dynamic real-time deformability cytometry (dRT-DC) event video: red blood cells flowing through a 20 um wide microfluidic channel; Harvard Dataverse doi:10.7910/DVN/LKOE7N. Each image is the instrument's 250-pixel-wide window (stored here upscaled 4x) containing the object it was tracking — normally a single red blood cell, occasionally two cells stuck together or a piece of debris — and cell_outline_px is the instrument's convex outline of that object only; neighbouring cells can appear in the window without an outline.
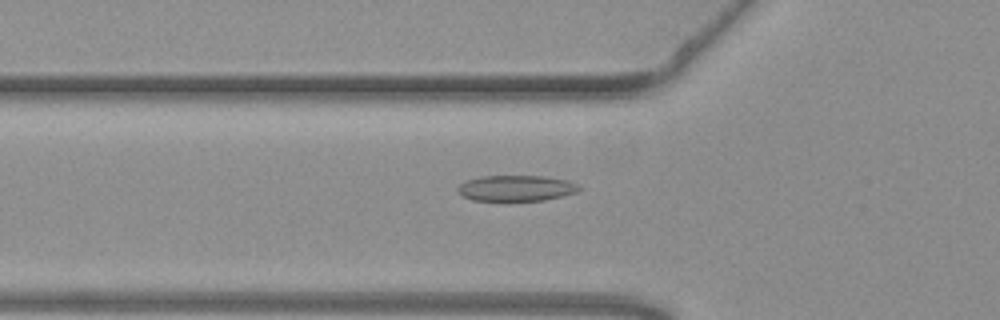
{"species": "common noctule bat (a hibernating species)", "species_latin": "Nyctalus noctula", "temperature_condition": "warm", "stored_images_in_passage": 55, "camera_frame_rate_fps": 3000, "um_per_image_px": 0.085, "animal": {"sex": "female", "body_mass_g": 19.3, "forearm_length_mm": 54.1}, "frame": {"image": 1, "passage_image": 19, "time_ms": 6.0, "image_size_px": [1000, 320], "cell_outline_px": [[580, 188], [576, 192], [544, 200], [472, 200], [456, 192], [456, 188], [464, 180], [480, 176], [544, 176], [568, 180], [580, 184]], "centroid_in_image_um": [43.84, 15.98], "position_along_channel_um": 82.0, "area_um2": 18.26}}
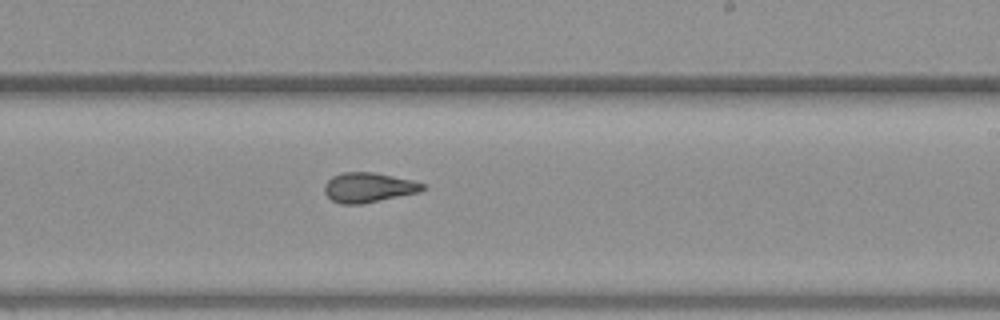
{"frame": {"image": 2, "passage_image": 33, "time_ms": 10.667, "image_size_px": [1000, 320], "cell_outline_px": [[428, 184], [420, 192], [360, 204], [340, 204], [332, 200], [324, 192], [324, 184], [332, 176], [344, 172], [372, 172], [412, 180]], "centroid_in_image_um": [31.32, 15.93], "position_along_channel_um": 257.7, "area_um2": 16.99}}
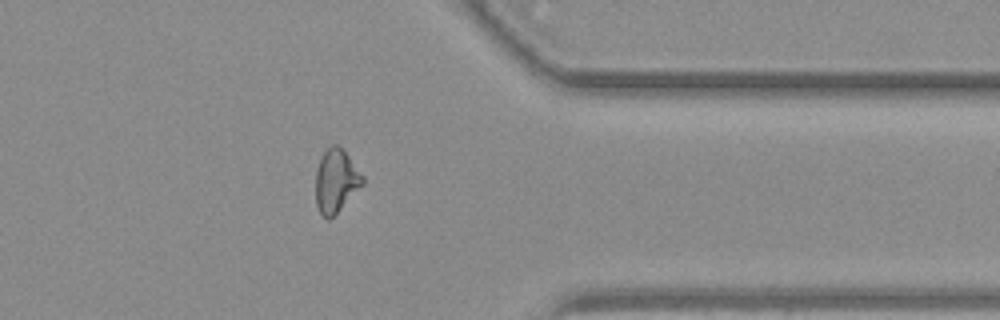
{"frame": {"image": 3, "passage_image": 44, "time_ms": 14.333, "image_size_px": [1000, 320], "cell_outline_px": [[364, 184], [328, 220], [320, 212], [316, 204], [316, 172], [320, 160], [324, 152], [332, 144], [336, 144], [348, 156], [364, 176]], "centroid_in_image_um": [28.56, 15.37], "position_along_channel_um": 382.8, "area_um2": 16.82}, "authors_computed_cell_mechanics": {"area_um2": 17.5712, "velocity_mm_per_s": 3.7471, "shape_relaxation_time_tau1_ms": 8.8038, "shape_relaxation_time_tau2_ms": 1.7706, "deformation_change_tau1": 0.2502, "deformation_change_tau2": 0.1014}}